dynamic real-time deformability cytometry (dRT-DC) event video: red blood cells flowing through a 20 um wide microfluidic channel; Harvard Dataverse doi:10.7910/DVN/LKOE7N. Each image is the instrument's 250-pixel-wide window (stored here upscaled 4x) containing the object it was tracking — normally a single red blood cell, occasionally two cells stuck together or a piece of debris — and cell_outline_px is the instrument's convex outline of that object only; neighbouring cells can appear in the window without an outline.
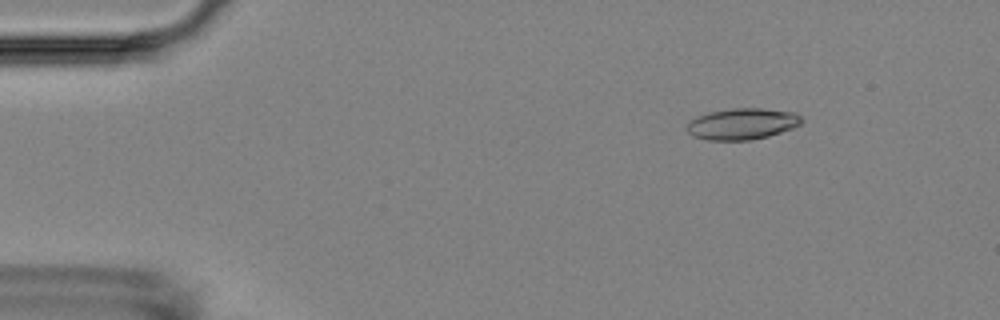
{"species": "Egyptian fruit bat (a non-hibernating species)", "species_latin": "Rousettus aegyptiacus", "temperature_condition": "room temperature", "stored_images_in_passage": 5, "camera_frame_rate_fps": 3000, "um_per_image_px": 0.085, "animal": {"sex": "female"}, "frame": {"image": 1, "passage_image": 2, "time_ms": 1.333, "image_size_px": [1000, 320], "cell_outline_px": [[804, 120], [800, 124], [792, 128], [768, 136], [752, 140], [708, 140], [692, 136], [688, 132], [688, 124], [696, 116], [708, 112], [732, 108], [760, 108], [796, 112]], "centroid_in_image_um": [63.1, 10.52], "position_along_channel_um": 21.9, "area_um2": 20.92}}
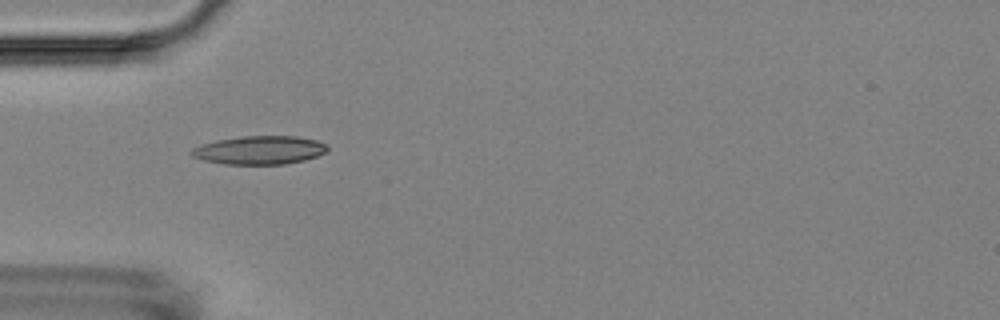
{"frame": {"image": 2, "passage_image": 5, "time_ms": 4.667, "image_size_px": [1000, 320], "cell_outline_px": [[328, 148], [324, 152], [316, 156], [304, 160], [284, 164], [224, 164], [204, 160], [192, 156], [188, 152], [192, 148], [200, 144], [216, 140], [244, 136], [296, 136], [316, 140], [328, 144]], "centroid_in_image_um": [22.03, 12.75], "position_along_channel_um": 63.0, "area_um2": 22.54}}